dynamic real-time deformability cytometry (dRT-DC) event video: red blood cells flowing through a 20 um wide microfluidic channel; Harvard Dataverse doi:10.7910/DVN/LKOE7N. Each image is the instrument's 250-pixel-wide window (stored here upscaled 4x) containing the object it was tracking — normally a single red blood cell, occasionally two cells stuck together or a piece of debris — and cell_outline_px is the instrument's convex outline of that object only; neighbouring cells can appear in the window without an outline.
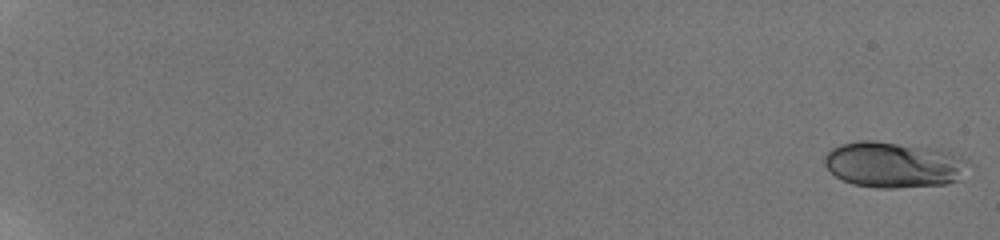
{"species": "human", "species_latin": "Homo sapiens", "temperature_condition": "room temperature", "stored_images_in_passage": 58, "camera_frame_rate_fps": 3000, "um_per_image_px": 0.085, "donor": {"sex": "male"}, "frame": {"image": 1, "passage_image": 1, "time_ms": 0.0, "image_size_px": [1000, 240], "cell_outline_px": [[968, 160], [956, 180], [948, 184], [892, 188], [876, 188], [852, 184], [836, 176], [824, 164], [824, 156], [832, 148], [840, 144], [860, 140], [872, 140], [924, 148], [948, 152], [960, 156]], "centroid_in_image_um": [75.86, 14.01], "position_along_channel_um": 9.1, "area_um2": 37.57}}
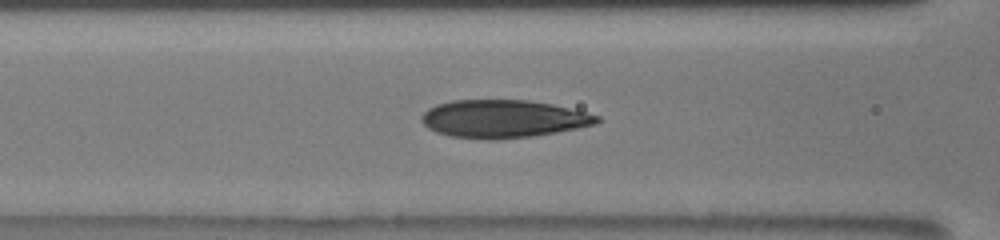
{"frame": {"image": 2, "passage_image": 29, "time_ms": 9.333, "image_size_px": [1000, 240], "cell_outline_px": [[604, 120], [596, 124], [556, 132], [532, 136], [496, 140], [488, 140], [448, 136], [436, 132], [428, 128], [420, 120], [420, 116], [428, 108], [436, 104], [452, 100], [528, 100], [552, 104], [600, 116]], "centroid_in_image_um": [42.74, 10.1], "position_along_channel_um": 123.9, "area_um2": 38.9}}
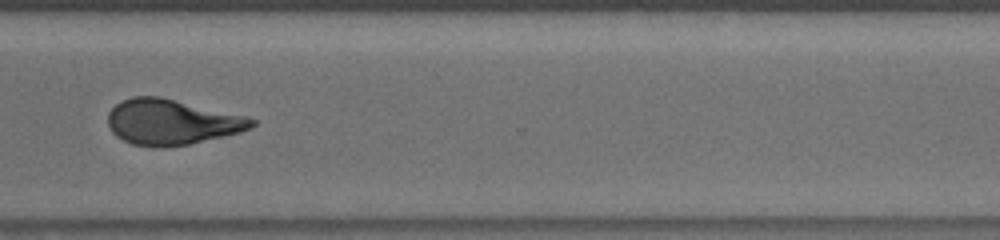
{"frame": {"image": 3, "passage_image": 47, "time_ms": 15.333, "image_size_px": [1000, 240], "cell_outline_px": [[256, 124], [240, 132], [188, 144], [168, 148], [152, 148], [132, 144], [116, 136], [112, 132], [108, 124], [108, 112], [120, 100], [132, 96], [160, 96], [248, 116], [256, 120]], "centroid_in_image_um": [14.56, 10.37], "position_along_channel_um": 356.0, "area_um2": 38.38}, "authors_computed_cell_mechanics": {"area_um2": 37.3677, "velocity_mm_per_s": 3.8768, "shape_relaxation_time_tau1_ms": 5.5167, "shape_relaxation_time_tau2_ms": 1.1926, "deformation_change_tau1": 0.1712, "deformation_change_tau2": 0.0631}}